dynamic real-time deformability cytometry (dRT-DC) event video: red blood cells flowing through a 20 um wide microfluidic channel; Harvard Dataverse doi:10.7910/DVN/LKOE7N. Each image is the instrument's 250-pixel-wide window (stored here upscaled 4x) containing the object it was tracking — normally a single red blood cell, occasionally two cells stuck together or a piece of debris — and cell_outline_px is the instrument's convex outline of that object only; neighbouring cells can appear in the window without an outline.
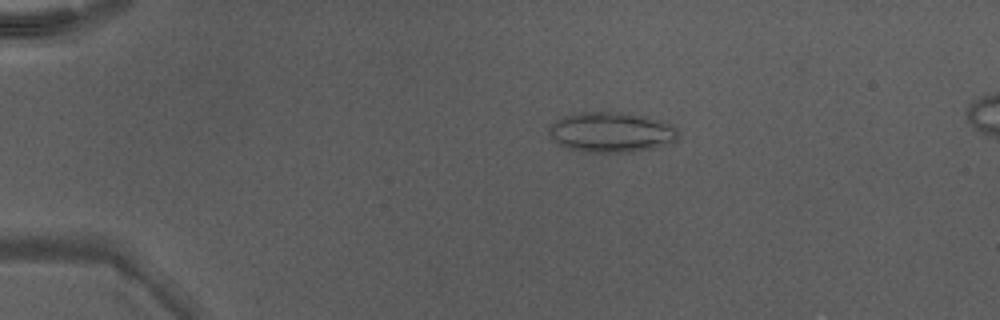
{"species": "Egyptian fruit bat (a non-hibernating species)", "species_latin": "Rousettus aegyptiacus", "temperature_condition": "warm", "stored_images_in_passage": 49, "camera_frame_rate_fps": 3000, "um_per_image_px": 0.085, "animal": {"sex": "male"}, "frame": {"image": 1, "passage_image": 11, "time_ms": 3.333, "image_size_px": [1000, 320], "cell_outline_px": [[680, 136], [676, 140], [668, 144], [652, 148], [632, 152], [584, 152], [568, 148], [560, 144], [548, 136], [548, 124], [564, 116], [584, 112], [624, 112], [648, 116], [672, 124], [680, 132]], "centroid_in_image_um": [51.98, 11.23], "position_along_channel_um": 33.0, "area_um2": 30.69}}
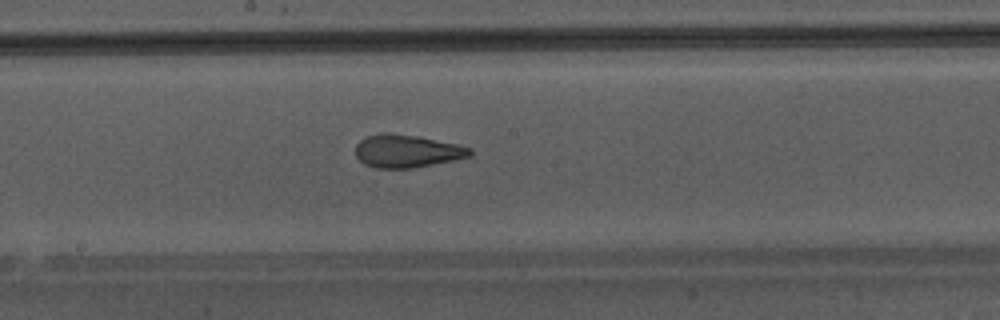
{"frame": {"image": 2, "passage_image": 28, "time_ms": 9.0, "image_size_px": [1000, 320], "cell_outline_px": [[472, 152], [468, 156], [452, 160], [412, 168], [376, 168], [364, 164], [356, 156], [356, 144], [360, 140], [368, 136], [384, 132], [416, 136], [456, 144], [472, 148]], "centroid_in_image_um": [34.54, 12.84], "position_along_channel_um": 213.7, "area_um2": 21.56}}
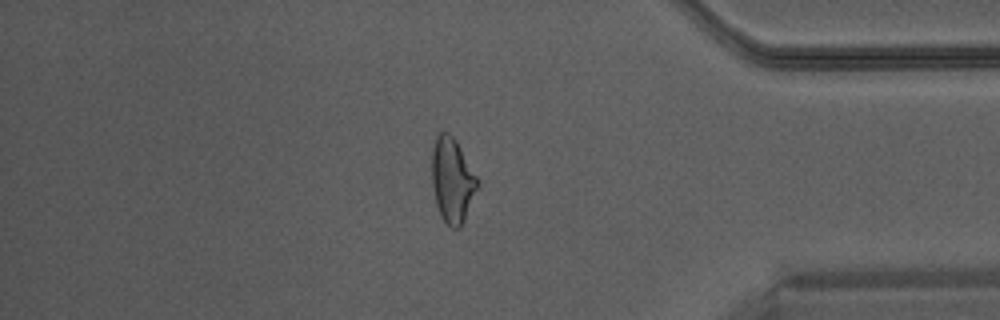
{"frame": {"image": 3, "passage_image": 42, "time_ms": 13.667, "image_size_px": [1000, 320], "cell_outline_px": [[480, 184], [464, 220], [460, 228], [452, 228], [440, 216], [436, 204], [432, 184], [432, 148], [436, 136], [440, 132], [448, 132], [456, 140], [480, 180]], "centroid_in_image_um": [38.46, 15.31], "position_along_channel_um": 396.7, "area_um2": 22.72}}